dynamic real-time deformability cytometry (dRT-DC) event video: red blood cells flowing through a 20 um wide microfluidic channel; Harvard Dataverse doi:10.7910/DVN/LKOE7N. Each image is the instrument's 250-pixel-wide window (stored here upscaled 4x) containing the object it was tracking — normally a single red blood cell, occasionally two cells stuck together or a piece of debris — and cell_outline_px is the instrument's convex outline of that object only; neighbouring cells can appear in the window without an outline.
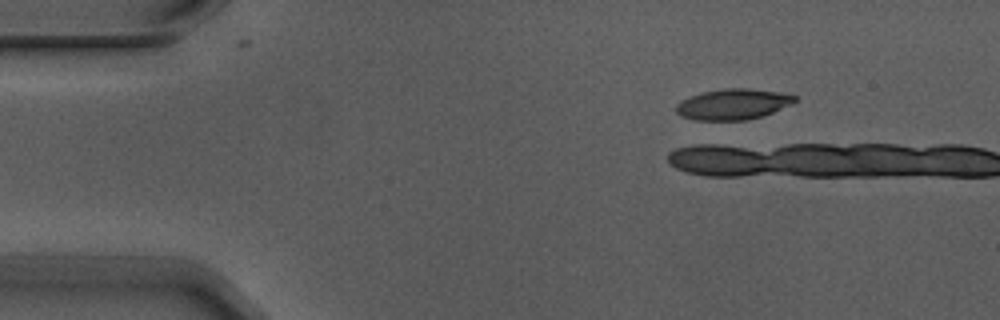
{"species": "Egyptian fruit bat (a non-hibernating species)", "species_latin": "Rousettus aegyptiacus", "temperature_condition": "warm", "stored_images_in_passage": 5, "camera_frame_rate_fps": 3000, "um_per_image_px": 0.085, "animal": {"sex": "male"}, "frame": {"image": 1, "passage_image": 1, "time_ms": 0.0, "image_size_px": [1000, 320], "cell_outline_px": [[796, 100], [792, 104], [764, 116], [744, 120], [696, 120], [680, 116], [676, 112], [676, 104], [680, 100], [700, 92], [724, 88], [748, 88], [776, 92], [796, 96]], "centroid_in_image_um": [62.27, 8.86], "position_along_channel_um": 22.7, "area_um2": 21.33}}